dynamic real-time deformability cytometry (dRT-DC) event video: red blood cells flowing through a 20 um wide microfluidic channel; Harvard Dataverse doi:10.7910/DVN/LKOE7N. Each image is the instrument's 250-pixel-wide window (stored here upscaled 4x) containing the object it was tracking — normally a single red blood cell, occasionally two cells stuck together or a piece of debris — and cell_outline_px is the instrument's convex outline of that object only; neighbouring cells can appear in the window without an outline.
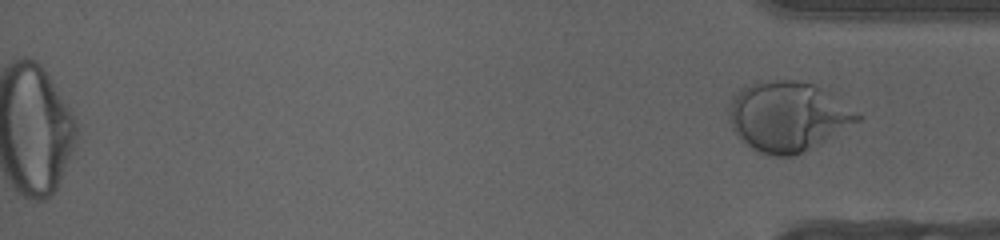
{"species": "human", "species_latin": "Homo sapiens", "temperature_condition": "cold", "stored_images_in_passage": 52, "segment_of_instrument_passage": [2, 2], "camera_frame_rate_fps": 3000, "um_per_image_px": 0.085, "donor": {"sex": "female"}, "frame": {"image": 1, "passage_image": 52, "time_ms": 17.0, "image_size_px": [1000, 240], "cell_outline_px": [[864, 116], [860, 120], [820, 144], [812, 148], [792, 156], [768, 156], [756, 152], [744, 144], [736, 136], [728, 120], [728, 104], [732, 96], [744, 84], [756, 80], [796, 80], [816, 84], [832, 92]], "centroid_in_image_um": [66.93, 9.87], "position_along_channel_um": 368.3, "area_um2": 53.7}}